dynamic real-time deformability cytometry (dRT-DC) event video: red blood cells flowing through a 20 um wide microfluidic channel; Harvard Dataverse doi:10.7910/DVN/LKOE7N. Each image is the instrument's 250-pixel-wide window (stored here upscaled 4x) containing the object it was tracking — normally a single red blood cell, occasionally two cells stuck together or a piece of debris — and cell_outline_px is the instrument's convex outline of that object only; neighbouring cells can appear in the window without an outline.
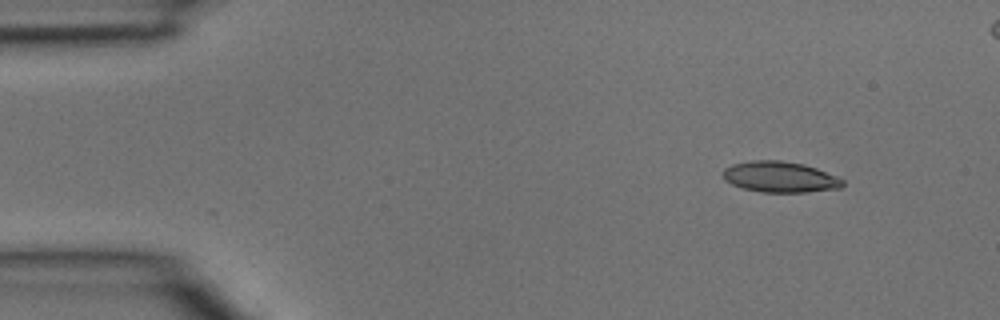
{"species": "common noctule bat (a hibernating species)", "species_latin": "Nyctalus noctula", "temperature_condition": "room temperature", "stored_images_in_passage": 4, "segment_of_instrument_passage": [1, 2], "camera_frame_rate_fps": 3000, "um_per_image_px": 0.085, "animal": {"sex": "male", "body_mass_g": 15.6}, "frame": {"image": 1, "passage_image": 1, "time_ms": 0.0, "image_size_px": [1000, 320], "cell_outline_px": [[844, 184], [840, 188], [808, 192], [760, 192], [744, 188], [732, 184], [724, 180], [720, 172], [724, 168], [732, 164], [752, 160], [780, 160], [804, 164], [816, 168], [836, 176], [844, 180]], "centroid_in_image_um": [66.27, 15.03], "position_along_channel_um": 18.7, "area_um2": 21.68}}